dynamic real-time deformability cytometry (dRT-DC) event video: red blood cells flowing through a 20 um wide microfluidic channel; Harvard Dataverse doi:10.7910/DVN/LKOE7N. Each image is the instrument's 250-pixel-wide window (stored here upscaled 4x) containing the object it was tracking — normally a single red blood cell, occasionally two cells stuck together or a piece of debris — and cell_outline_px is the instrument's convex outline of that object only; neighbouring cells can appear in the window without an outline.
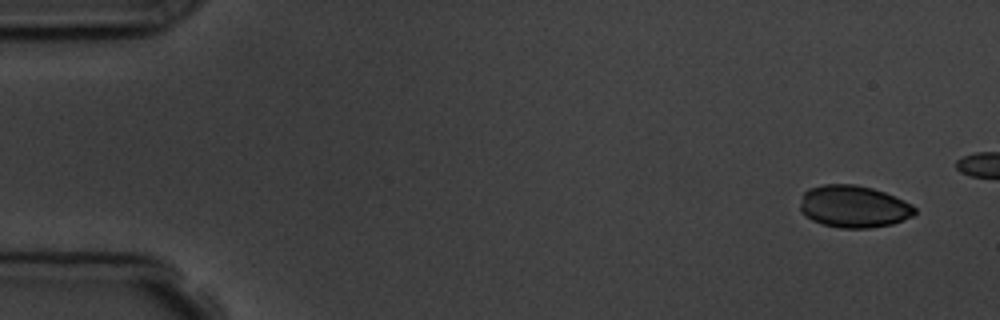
{"species": "common noctule bat (a hibernating species)", "species_latin": "Nyctalus noctula", "temperature_condition": "room temperature", "stored_images_in_passage": 4, "camera_frame_rate_fps": 3000, "um_per_image_px": 0.085, "animal": {"sex": "male", "body_mass_g": 19.5, "forearm_length_mm": 54.6}, "frame": {"image": 1, "passage_image": 1, "time_ms": 0.0, "image_size_px": [1000, 320], "cell_outline_px": [[916, 212], [912, 216], [892, 224], [868, 228], [840, 228], [824, 224], [812, 220], [800, 212], [800, 204], [804, 192], [808, 188], [824, 184], [856, 184], [872, 188], [884, 192], [904, 200], [912, 204], [916, 208]], "centroid_in_image_um": [72.55, 17.55], "position_along_channel_um": 12.4, "area_um2": 28.21}}